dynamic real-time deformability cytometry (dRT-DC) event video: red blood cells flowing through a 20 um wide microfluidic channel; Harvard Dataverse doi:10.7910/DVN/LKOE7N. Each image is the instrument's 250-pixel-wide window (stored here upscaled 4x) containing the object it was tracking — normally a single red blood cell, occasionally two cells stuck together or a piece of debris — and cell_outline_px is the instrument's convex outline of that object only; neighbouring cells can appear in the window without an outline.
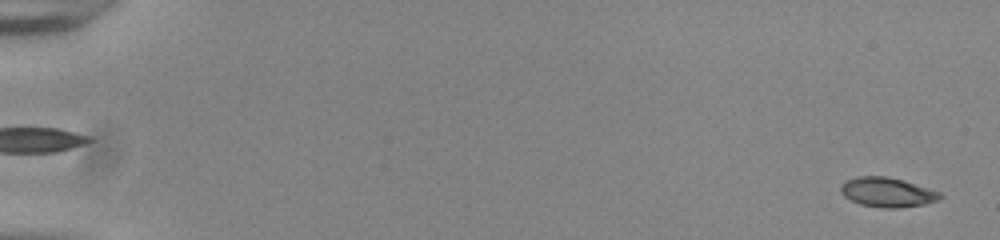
{"species": "common noctule bat (a hibernating species)", "species_latin": "Nyctalus noctula", "temperature_condition": "room temperature", "stored_images_in_passage": 55, "camera_frame_rate_fps": 3000, "um_per_image_px": 0.085, "animal": {"sex": "male", "body_mass_g": 20.0, "forearm_length_mm": 53.3}, "frame": {"image": 1, "passage_image": 2, "time_ms": 0.333, "image_size_px": [1000, 240], "cell_outline_px": [[944, 196], [940, 200], [924, 204], [896, 208], [880, 208], [860, 204], [844, 196], [840, 192], [840, 184], [856, 176], [888, 176], [904, 180], [940, 192]], "centroid_in_image_um": [75.43, 16.34], "position_along_channel_um": 9.6, "area_um2": 17.22}}
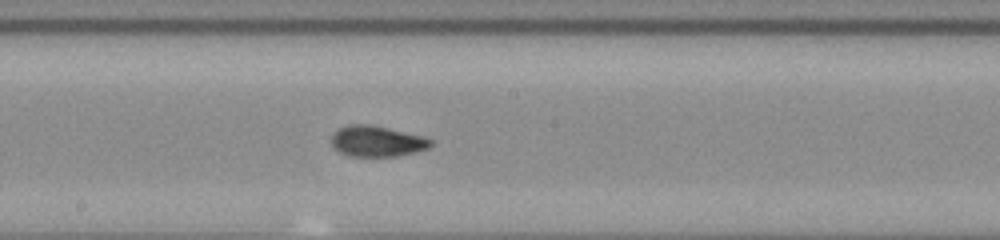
{"frame": {"image": 2, "passage_image": 32, "time_ms": 10.333, "image_size_px": [1000, 240], "cell_outline_px": [[432, 144], [428, 148], [416, 152], [396, 156], [348, 156], [332, 148], [332, 132], [348, 124], [372, 124], [424, 136], [432, 140]], "centroid_in_image_um": [32.02, 12.0], "position_along_channel_um": 216.2, "area_um2": 18.03}}
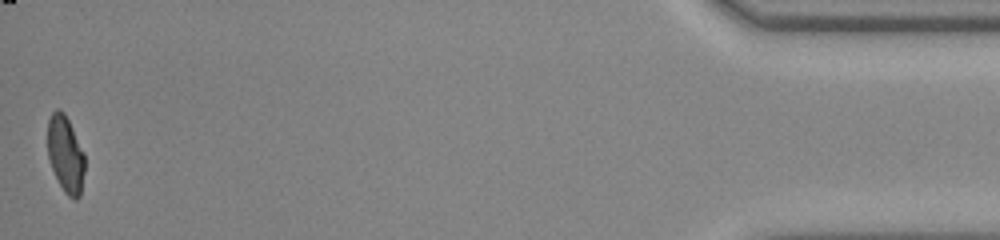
{"frame": {"image": 3, "passage_image": 55, "time_ms": 18.0, "image_size_px": [1000, 240], "cell_outline_px": [[84, 172], [80, 196], [76, 200], [72, 200], [64, 192], [52, 168], [48, 156], [48, 120], [52, 112], [56, 108], [60, 108], [64, 112], [84, 152]], "centroid_in_image_um": [5.57, 13.11], "position_along_channel_um": 429.6, "area_um2": 16.53}, "authors_computed_cell_mechanics": {"area_um2": 17.2244, "velocity_mm_per_s": 3.8555, "shape_relaxation_time_tau1_ms": 7.0991, "shape_relaxation_time_tau2_ms": 1.2391, "deformation_change_tau1": 0.2348, "deformation_change_tau2": 0.0676}}